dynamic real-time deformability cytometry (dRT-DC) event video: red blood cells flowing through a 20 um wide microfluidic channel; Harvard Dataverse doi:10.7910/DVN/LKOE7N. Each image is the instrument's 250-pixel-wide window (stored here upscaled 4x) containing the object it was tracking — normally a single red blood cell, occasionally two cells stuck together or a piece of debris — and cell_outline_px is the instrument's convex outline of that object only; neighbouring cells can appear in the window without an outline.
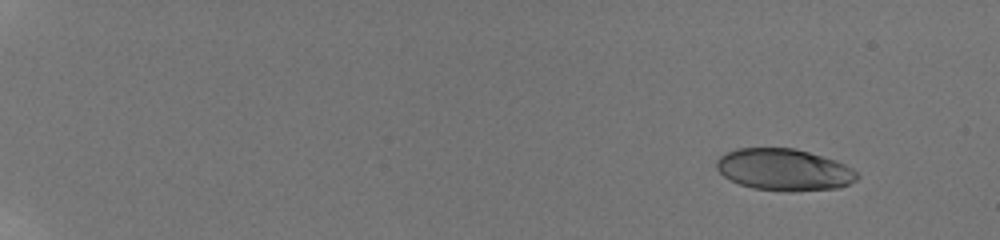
{"species": "human", "species_latin": "Homo sapiens", "temperature_condition": "room temperature", "stored_images_in_passage": 42, "camera_frame_rate_fps": 3000, "um_per_image_px": 0.085, "donor": {"sex": "male"}, "frame": {"image": 1, "passage_image": 1, "time_ms": 0.0, "image_size_px": [1000, 240], "cell_outline_px": [[860, 176], [856, 180], [848, 184], [836, 188], [792, 192], [788, 192], [752, 188], [740, 184], [724, 176], [716, 168], [716, 160], [720, 156], [736, 148], [792, 148], [808, 152], [836, 160], [852, 168]], "centroid_in_image_um": [66.64, 14.43], "position_along_channel_um": 18.4, "area_um2": 34.22}}
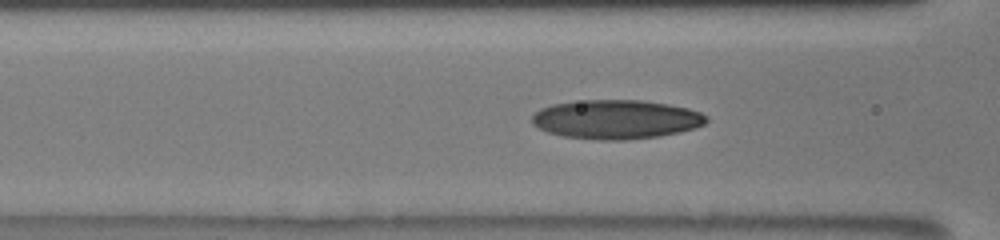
{"frame": {"image": 2, "passage_image": 34, "time_ms": 7.333, "image_size_px": [1000, 240], "cell_outline_px": [[708, 120], [704, 124], [696, 128], [680, 132], [660, 136], [624, 140], [596, 140], [564, 136], [548, 132], [532, 124], [532, 116], [540, 108], [552, 104], [584, 100], [640, 100], [668, 104], [688, 108], [700, 112], [708, 116]], "centroid_in_image_um": [52.39, 10.15], "position_along_channel_um": 114.2, "area_um2": 39.82}}
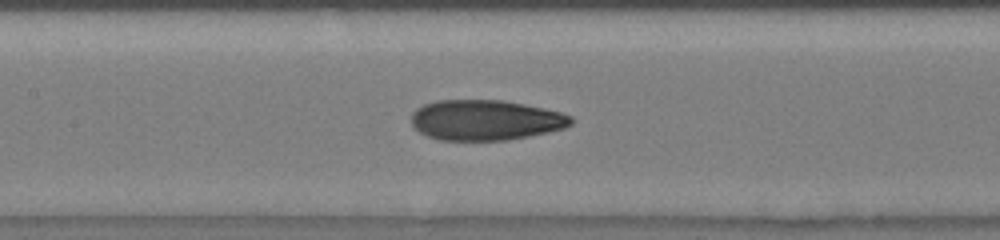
{"frame": {"image": 3, "passage_image": 38, "time_ms": 8.667, "image_size_px": [1000, 240], "cell_outline_px": [[572, 124], [564, 128], [548, 132], [508, 140], [440, 140], [428, 136], [420, 132], [412, 124], [412, 112], [416, 108], [424, 104], [436, 100], [504, 100], [544, 108], [560, 112], [572, 116]], "centroid_in_image_um": [41.27, 10.2], "position_along_channel_um": 166.1, "area_um2": 37.57}}